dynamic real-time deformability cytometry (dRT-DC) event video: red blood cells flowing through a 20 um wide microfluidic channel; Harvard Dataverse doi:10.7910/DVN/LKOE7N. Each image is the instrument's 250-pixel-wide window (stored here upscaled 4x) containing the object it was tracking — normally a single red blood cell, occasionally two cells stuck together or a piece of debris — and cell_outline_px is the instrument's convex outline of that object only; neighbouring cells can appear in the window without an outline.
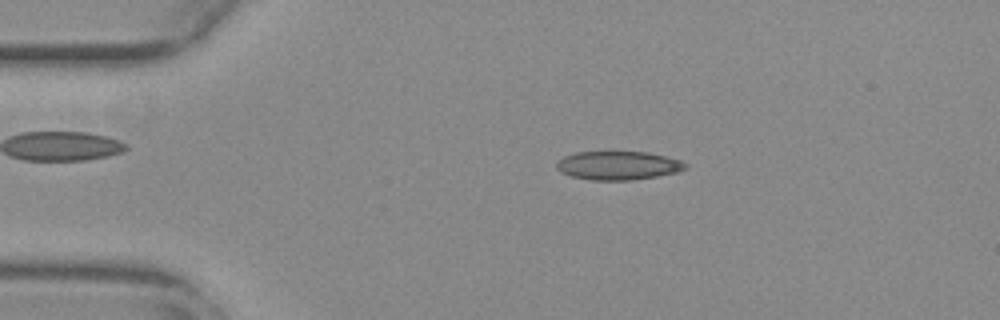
{"species": "common noctule bat (a hibernating species)", "species_latin": "Nyctalus noctula", "temperature_condition": "warm", "stored_images_in_passage": 16, "camera_frame_rate_fps": 3000, "um_per_image_px": 0.085, "animal": {"sex": "female", "body_mass_g": 29.2, "forearm_length_mm": 56.3}, "frame": {"image": 1, "passage_image": 11, "time_ms": 3.333, "image_size_px": [1000, 320], "cell_outline_px": [[688, 168], [676, 172], [656, 176], [628, 180], [592, 180], [572, 176], [560, 172], [556, 168], [556, 164], [564, 156], [576, 152], [648, 152], [680, 160], [688, 164]], "centroid_in_image_um": [52.54, 14.06], "position_along_channel_um": 32.5, "area_um2": 21.33}}